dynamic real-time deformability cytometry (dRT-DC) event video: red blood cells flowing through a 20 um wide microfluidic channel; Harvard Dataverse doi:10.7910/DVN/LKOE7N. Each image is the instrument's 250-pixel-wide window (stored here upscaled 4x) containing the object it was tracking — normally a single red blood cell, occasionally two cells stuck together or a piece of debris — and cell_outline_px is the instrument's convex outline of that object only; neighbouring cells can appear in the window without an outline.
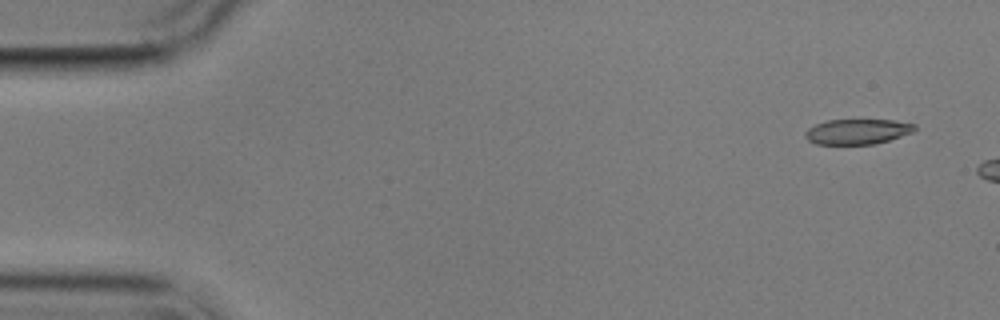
{"species": "common noctule bat (a hibernating species)", "species_latin": "Nyctalus noctula", "temperature_condition": "cold", "stored_images_in_passage": 2, "camera_frame_rate_fps": 3000, "um_per_image_px": 0.085, "animal": {"sex": "male", "body_mass_g": 17.9}, "frame": {"image": 1, "passage_image": 1, "time_ms": 0.0, "image_size_px": [1000, 320], "cell_outline_px": [[916, 128], [912, 132], [888, 140], [872, 144], [816, 144], [808, 140], [804, 136], [804, 132], [808, 128], [816, 124], [828, 120], [892, 120], [916, 124]], "centroid_in_image_um": [72.85, 11.18], "position_along_channel_um": 12.2, "area_um2": 15.95}}